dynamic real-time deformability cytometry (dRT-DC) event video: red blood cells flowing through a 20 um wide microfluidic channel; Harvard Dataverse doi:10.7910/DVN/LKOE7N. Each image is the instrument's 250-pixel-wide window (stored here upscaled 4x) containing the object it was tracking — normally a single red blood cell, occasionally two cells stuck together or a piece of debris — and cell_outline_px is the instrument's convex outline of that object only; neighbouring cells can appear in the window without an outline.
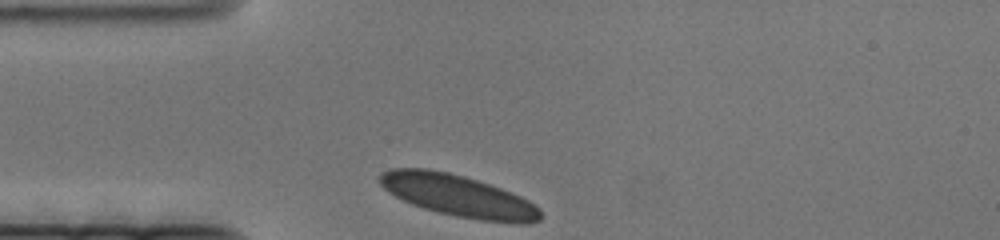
{"species": "human", "species_latin": "Homo sapiens", "temperature_condition": "cold", "stored_images_in_passage": 44, "camera_frame_rate_fps": 3000, "um_per_image_px": 0.085, "donor": {"sex": "female"}, "frame": {"image": 1, "passage_image": 1, "time_ms": 0.0, "image_size_px": [1000, 240], "cell_outline_px": [[544, 216], [540, 220], [528, 224], [516, 224], [480, 220], [456, 216], [424, 208], [412, 204], [388, 192], [380, 184], [380, 176], [384, 172], [392, 168], [428, 168], [448, 172], [464, 176], [512, 192], [528, 200], [540, 208]], "centroid_in_image_um": [39.02, 16.65], "position_along_channel_um": 46.0, "area_um2": 39.07}}
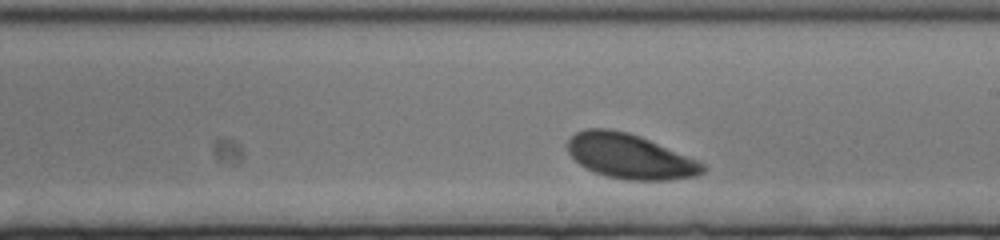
{"frame": {"image": 2, "passage_image": 26, "time_ms": 8.333, "image_size_px": [1000, 240], "cell_outline_px": [[704, 172], [696, 176], [668, 180], [628, 180], [608, 176], [596, 172], [580, 164], [568, 152], [568, 140], [576, 132], [584, 128], [608, 128], [628, 132], [640, 136], [696, 160], [704, 164]], "centroid_in_image_um": [53.52, 13.28], "position_along_channel_um": 235.5, "area_um2": 34.8}}
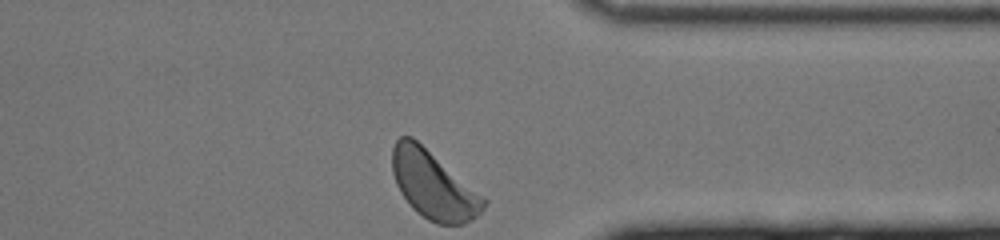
{"frame": {"image": 3, "passage_image": 44, "time_ms": 14.333, "image_size_px": [1000, 240], "cell_outline_px": [[488, 200], [484, 208], [472, 220], [464, 224], [436, 224], [428, 220], [416, 212], [408, 204], [400, 192], [396, 184], [392, 172], [392, 148], [396, 140], [400, 136], [412, 136], [484, 196]], "centroid_in_image_um": [36.82, 15.73], "position_along_channel_um": 374.6, "area_um2": 36.18}}